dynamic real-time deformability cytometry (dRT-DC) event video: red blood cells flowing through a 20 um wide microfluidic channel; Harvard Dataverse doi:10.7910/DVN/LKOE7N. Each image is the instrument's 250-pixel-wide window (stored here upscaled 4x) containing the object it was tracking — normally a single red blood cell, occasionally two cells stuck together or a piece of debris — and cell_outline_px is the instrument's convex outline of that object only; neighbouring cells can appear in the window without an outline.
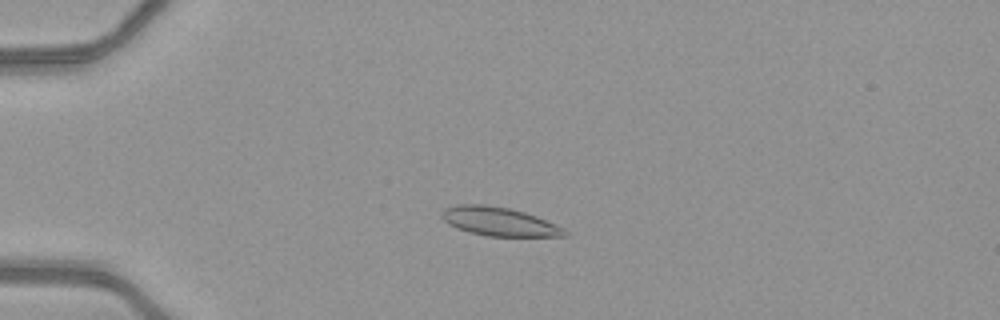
{"species": "common noctule bat (a hibernating species)", "species_latin": "Nyctalus noctula", "temperature_condition": "warm", "stored_images_in_passage": 51, "camera_frame_rate_fps": 3000, "um_per_image_px": 0.085, "animal": {"sex": "female", "body_mass_g": 21.9}, "frame": {"image": 1, "passage_image": 14, "time_ms": 4.333, "image_size_px": [1000, 320], "cell_outline_px": [[568, 236], [488, 236], [468, 232], [456, 228], [448, 224], [440, 216], [440, 212], [444, 208], [456, 204], [484, 204], [508, 208], [524, 212], [536, 216], [556, 224], [564, 228], [568, 232]], "centroid_in_image_um": [42.39, 18.83], "position_along_channel_um": 42.6, "area_um2": 20.69}}
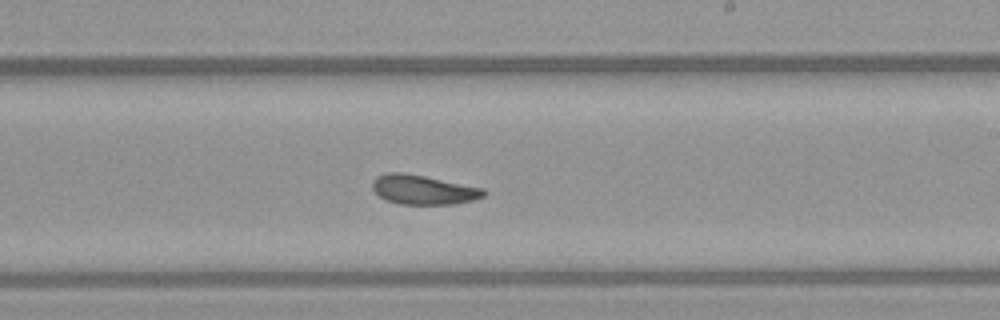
{"frame": {"image": 2, "passage_image": 32, "time_ms": 10.333, "image_size_px": [1000, 320], "cell_outline_px": [[488, 192], [484, 196], [472, 200], [452, 204], [400, 204], [388, 200], [380, 196], [372, 188], [372, 180], [376, 176], [388, 172], [404, 172], [484, 188]], "centroid_in_image_um": [35.98, 16.11], "position_along_channel_um": 253.0, "area_um2": 19.02}}
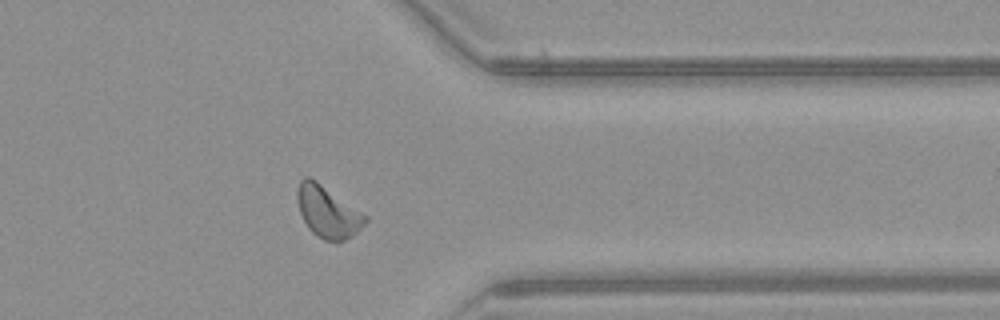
{"frame": {"image": 3, "passage_image": 42, "time_ms": 13.667, "image_size_px": [1000, 320], "cell_outline_px": [[368, 220], [352, 236], [336, 244], [324, 240], [312, 232], [308, 228], [300, 212], [296, 200], [296, 192], [300, 180], [304, 176], [308, 176], [316, 180], [368, 216]], "centroid_in_image_um": [27.84, 18.01], "position_along_channel_um": 383.6, "area_um2": 20.58}, "authors_computed_cell_mechanics": {"area_um2": 19.941, "velocity_mm_per_s": 4.1121, "shape_relaxation_time_tau1_ms": 4.6889, "shape_relaxation_time_tau2_ms": 1.2077, "deformation_change_tau1": 0.1334, "deformation_change_tau2": 0.0742}}